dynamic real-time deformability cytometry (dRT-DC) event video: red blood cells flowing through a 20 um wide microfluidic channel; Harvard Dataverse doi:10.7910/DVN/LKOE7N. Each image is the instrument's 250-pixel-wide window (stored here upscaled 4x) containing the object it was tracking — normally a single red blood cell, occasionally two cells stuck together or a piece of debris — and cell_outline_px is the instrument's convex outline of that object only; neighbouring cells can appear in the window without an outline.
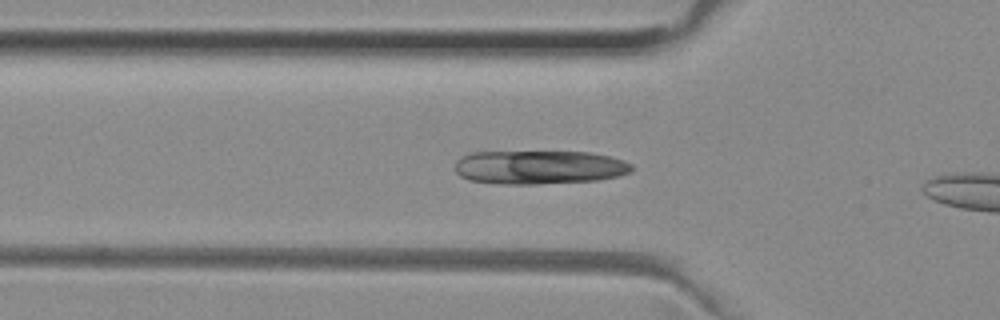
{"species": "common noctule bat (a hibernating species)", "species_latin": "Nyctalus noctula", "temperature_condition": "room temperature", "stored_images_in_passage": 21, "camera_frame_rate_fps": 3000, "um_per_image_px": 0.085, "animal": {"sex": "female", "body_mass_g": 29.2, "forearm_length_mm": 56.3}, "frame": {"image": 1, "passage_image": 3, "time_ms": 0.667, "image_size_px": [1000, 320], "cell_outline_px": [[632, 172], [620, 176], [596, 180], [536, 184], [500, 184], [468, 180], [460, 176], [456, 172], [456, 160], [472, 152], [588, 152], [608, 156], [624, 160], [632, 164]], "centroid_in_image_um": [45.84, 14.22], "position_along_channel_um": 80.0, "area_um2": 34.8}}
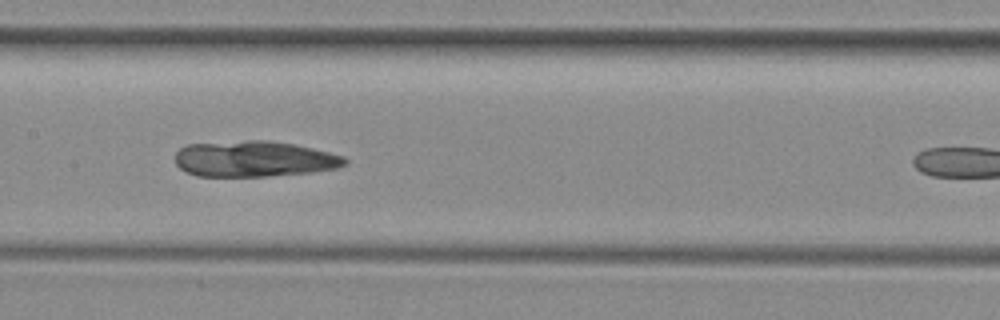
{"frame": {"image": 2, "passage_image": 11, "time_ms": 3.333, "image_size_px": [1000, 320], "cell_outline_px": [[348, 164], [340, 168], [312, 172], [264, 176], [196, 176], [180, 168], [176, 164], [176, 152], [180, 148], [188, 144], [248, 140], [272, 140], [296, 144], [344, 156], [348, 160]], "centroid_in_image_um": [21.64, 13.5], "position_along_channel_um": 185.8, "area_um2": 35.66}}
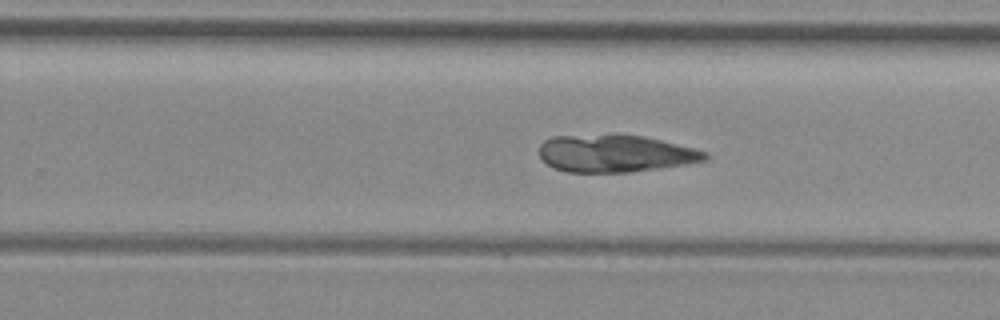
{"frame": {"image": 3, "passage_image": 18, "time_ms": 5.667, "image_size_px": [1000, 320], "cell_outline_px": [[708, 160], [688, 164], [628, 172], [564, 172], [552, 168], [540, 156], [540, 144], [544, 140], [552, 136], [616, 132], [644, 136], [708, 152]], "centroid_in_image_um": [52.26, 13.01], "position_along_channel_um": 277.5, "area_um2": 36.82}}